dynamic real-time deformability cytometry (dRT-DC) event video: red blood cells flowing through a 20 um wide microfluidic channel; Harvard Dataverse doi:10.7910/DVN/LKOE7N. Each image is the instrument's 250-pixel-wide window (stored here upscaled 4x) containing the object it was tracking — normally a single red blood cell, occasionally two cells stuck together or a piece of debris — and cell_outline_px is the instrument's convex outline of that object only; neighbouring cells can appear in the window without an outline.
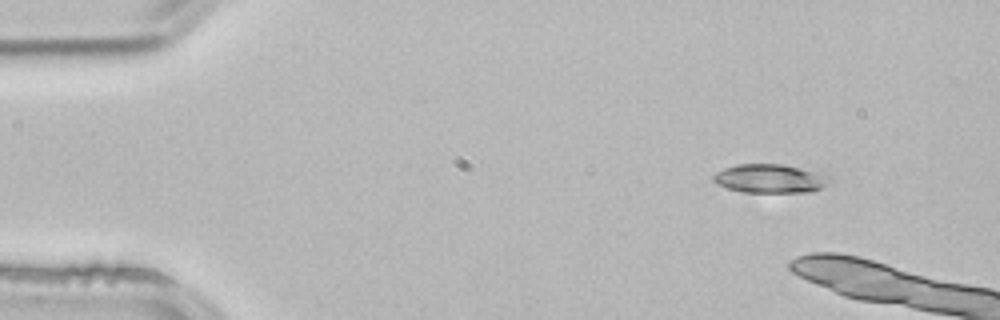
{"species": "common noctule bat (a hibernating species)", "species_latin": "Nyctalus noctula", "temperature_condition": "room temperature", "stored_images_in_passage": 2, "camera_frame_rate_fps": 3000, "um_per_image_px": 0.085, "animal": {"sex": "male", "body_mass_g": 21.5, "forearm_length_mm": 52.0}, "frame": {"image": 1, "passage_image": 1, "time_ms": 0.0, "image_size_px": [1000, 320], "cell_outline_px": [[832, 180], [828, 184], [812, 192], [740, 192], [716, 184], [712, 180], [712, 176], [716, 172], [724, 168], [736, 164], [784, 164], [828, 172], [832, 176]], "centroid_in_image_um": [65.55, 15.16], "position_along_channel_um": 19.5, "area_um2": 20.17}}